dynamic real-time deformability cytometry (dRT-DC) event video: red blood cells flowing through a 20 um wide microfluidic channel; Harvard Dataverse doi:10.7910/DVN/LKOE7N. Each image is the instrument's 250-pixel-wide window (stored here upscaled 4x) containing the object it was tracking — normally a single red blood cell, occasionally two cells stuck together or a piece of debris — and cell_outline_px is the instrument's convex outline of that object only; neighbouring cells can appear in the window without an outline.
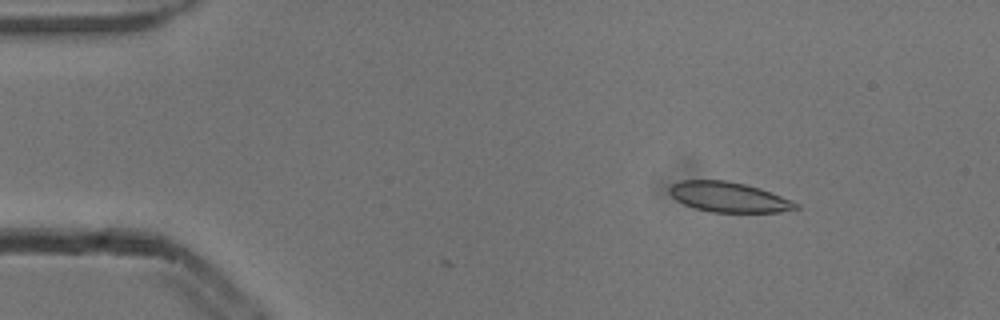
{"species": "common noctule bat (a hibernating species)", "species_latin": "Nyctalus noctula", "temperature_condition": "cold", "stored_images_in_passage": 4, "camera_frame_rate_fps": 3000, "um_per_image_px": 0.085, "animal": {"sex": "male", "body_mass_g": 13.3}, "frame": {"image": 1, "passage_image": 2, "time_ms": 0.333, "image_size_px": [1000, 320], "cell_outline_px": [[800, 208], [780, 212], [712, 212], [696, 208], [684, 204], [676, 200], [668, 192], [668, 188], [672, 184], [680, 180], [728, 180], [760, 188], [792, 200], [800, 204]], "centroid_in_image_um": [61.95, 16.75], "position_along_channel_um": 23.1, "area_um2": 22.25}}